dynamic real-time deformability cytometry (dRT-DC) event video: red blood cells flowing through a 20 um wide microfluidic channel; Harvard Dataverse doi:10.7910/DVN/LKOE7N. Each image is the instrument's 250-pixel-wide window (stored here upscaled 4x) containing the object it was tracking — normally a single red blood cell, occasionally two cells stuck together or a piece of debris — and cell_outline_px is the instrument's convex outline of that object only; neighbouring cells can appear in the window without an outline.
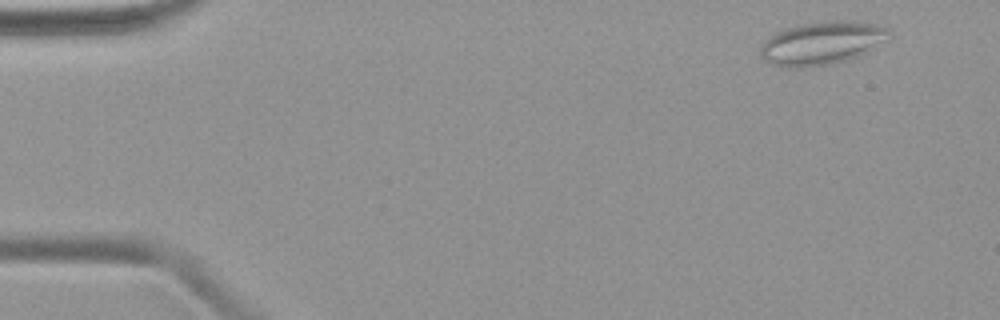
{"species": "common noctule bat (a hibernating species)", "species_latin": "Nyctalus noctula", "temperature_condition": "warm", "stored_images_in_passage": 48, "camera_frame_rate_fps": 3000, "um_per_image_px": 0.085, "animal": {"sex": "female", "body_mass_g": 19.9}, "frame": {"image": 1, "passage_image": 3, "time_ms": 0.667, "image_size_px": [1000, 320], "cell_outline_px": [[892, 40], [860, 56], [848, 60], [828, 64], [800, 68], [788, 68], [768, 64], [764, 60], [760, 52], [760, 48], [764, 40], [768, 36], [776, 32], [800, 24], [824, 20], [856, 20], [876, 24], [888, 28], [892, 32]], "centroid_in_image_um": [69.94, 3.65], "position_along_channel_um": 15.1, "area_um2": 33.35}}
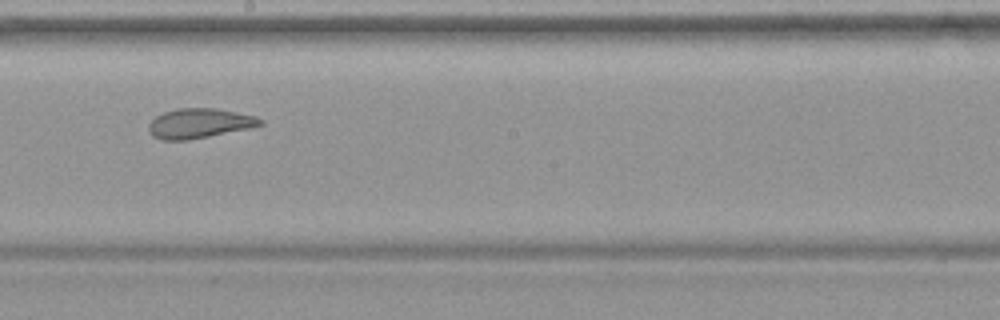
{"frame": {"image": 2, "passage_image": 27, "time_ms": 8.667, "image_size_px": [1000, 320], "cell_outline_px": [[264, 124], [252, 128], [188, 140], [160, 140], [152, 136], [148, 132], [148, 124], [156, 116], [164, 112], [176, 108], [216, 108], [256, 116], [264, 120]], "centroid_in_image_um": [16.95, 10.49], "position_along_channel_um": 231.3, "area_um2": 19.59}}
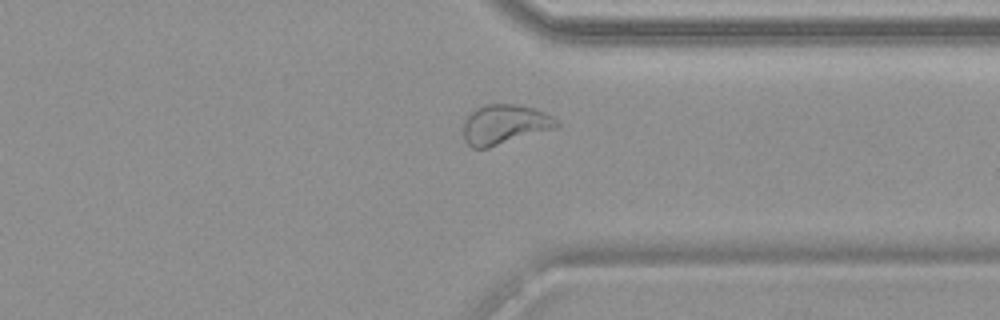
{"frame": {"image": 3, "passage_image": 37, "time_ms": 12.0, "image_size_px": [1000, 320], "cell_outline_px": [[560, 124], [556, 128], [488, 148], [472, 148], [464, 140], [464, 116], [472, 108], [484, 104], [520, 104], [536, 108], [552, 116]], "centroid_in_image_um": [42.85, 10.55], "position_along_channel_um": 368.5, "area_um2": 22.02}}